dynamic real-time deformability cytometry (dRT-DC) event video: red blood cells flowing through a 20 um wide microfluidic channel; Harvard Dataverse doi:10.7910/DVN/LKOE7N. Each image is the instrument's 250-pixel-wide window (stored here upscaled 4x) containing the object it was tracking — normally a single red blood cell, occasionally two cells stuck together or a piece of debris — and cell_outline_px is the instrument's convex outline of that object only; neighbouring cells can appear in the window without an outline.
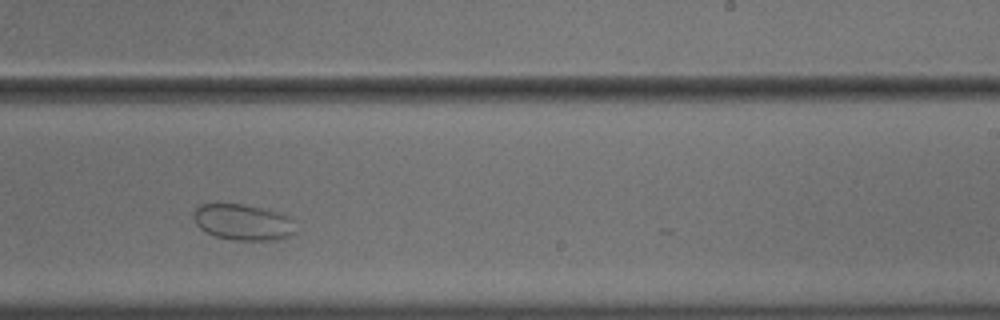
{"species": "common noctule bat (a hibernating species)", "species_latin": "Nyctalus noctula", "temperature_condition": "cold", "stored_images_in_passage": 39, "camera_frame_rate_fps": 3000, "um_per_image_px": 0.085, "animal": {"sex": "male", "body_mass_g": 18.8}, "frame": {"image": 1, "passage_image": 23, "time_ms": 7.333, "image_size_px": [1000, 320], "cell_outline_px": [[296, 232], [280, 240], [236, 240], [216, 236], [204, 232], [196, 224], [192, 216], [192, 212], [200, 204], [244, 204], [276, 212], [288, 216], [292, 220]], "centroid_in_image_um": [20.62, 18.89], "position_along_channel_um": 268.4, "area_um2": 21.44}}